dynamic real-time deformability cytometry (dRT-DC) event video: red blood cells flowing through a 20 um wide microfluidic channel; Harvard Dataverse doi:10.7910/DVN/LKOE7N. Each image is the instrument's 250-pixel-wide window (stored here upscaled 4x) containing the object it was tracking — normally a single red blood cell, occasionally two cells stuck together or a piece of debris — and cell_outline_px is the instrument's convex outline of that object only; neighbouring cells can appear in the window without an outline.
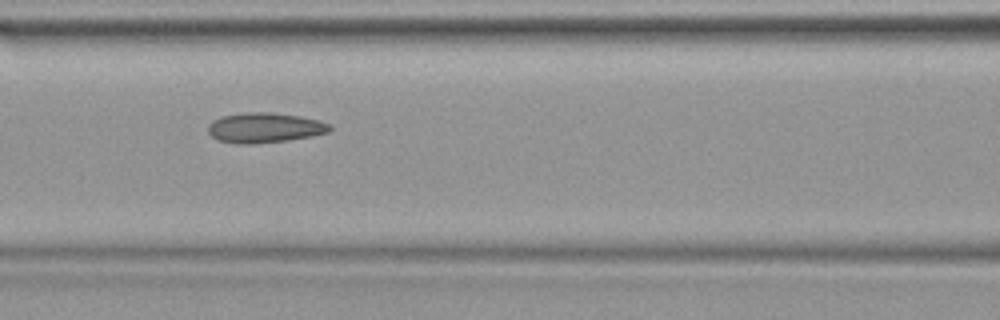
{"species": "common noctule bat (a hibernating species)", "species_latin": "Nyctalus noctula", "temperature_condition": "warm", "stored_images_in_passage": 39, "camera_frame_rate_fps": 3000, "um_per_image_px": 0.085, "animal": {"sex": "female", "body_mass_g": 19.9}, "frame": {"image": 1, "passage_image": 17, "time_ms": 5.333, "image_size_px": [1000, 320], "cell_outline_px": [[332, 128], [328, 132], [312, 136], [288, 140], [252, 144], [236, 144], [216, 140], [208, 132], [208, 124], [212, 120], [220, 116], [248, 112], [268, 112], [300, 116], [320, 120], [328, 124]], "centroid_in_image_um": [22.45, 10.86], "position_along_channel_um": 144.1, "area_um2": 21.44}}